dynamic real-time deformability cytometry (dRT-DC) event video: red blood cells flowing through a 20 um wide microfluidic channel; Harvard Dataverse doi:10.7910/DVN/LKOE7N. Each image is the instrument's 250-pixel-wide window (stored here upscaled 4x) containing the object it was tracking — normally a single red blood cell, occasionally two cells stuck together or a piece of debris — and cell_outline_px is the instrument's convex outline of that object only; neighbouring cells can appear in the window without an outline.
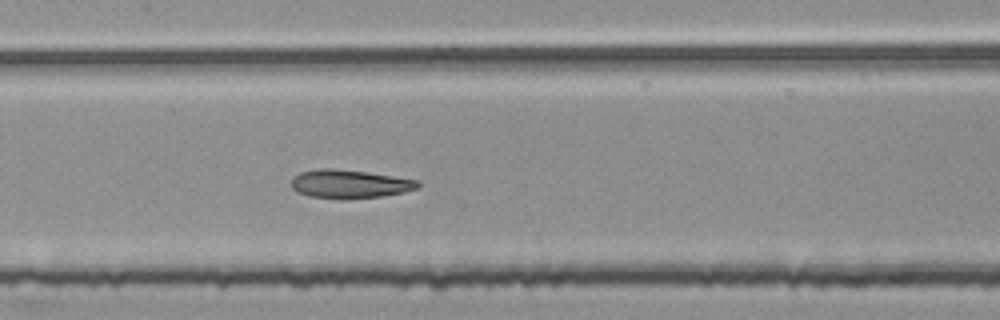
{"species": "common noctule bat (a hibernating species)", "species_latin": "Nyctalus noctula", "temperature_condition": "room temperature", "stored_images_in_passage": 45, "segment_of_instrument_passage": [2, 2], "camera_frame_rate_fps": 3000, "um_per_image_px": 0.085, "animal": {"sex": "female", "body_mass_g": 25.1}, "frame": {"image": 1, "passage_image": 20, "time_ms": 6.333, "image_size_px": [1000, 320], "cell_outline_px": [[420, 188], [404, 192], [380, 196], [308, 196], [296, 192], [292, 188], [292, 180], [300, 172], [320, 168], [332, 168], [364, 172], [420, 180]], "centroid_in_image_um": [29.75, 15.59], "position_along_channel_um": 177.7, "area_um2": 20.06}}
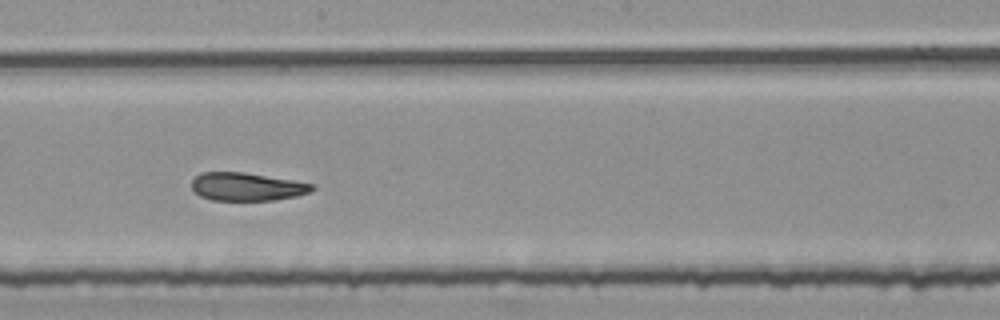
{"frame": {"image": 2, "passage_image": 24, "time_ms": 7.667, "image_size_px": [1000, 320], "cell_outline_px": [[316, 188], [312, 192], [296, 196], [276, 200], [212, 200], [200, 196], [192, 188], [192, 180], [200, 172], [244, 172], [292, 180], [312, 184]], "centroid_in_image_um": [20.99, 15.87], "position_along_channel_um": 227.2, "area_um2": 19.71}}
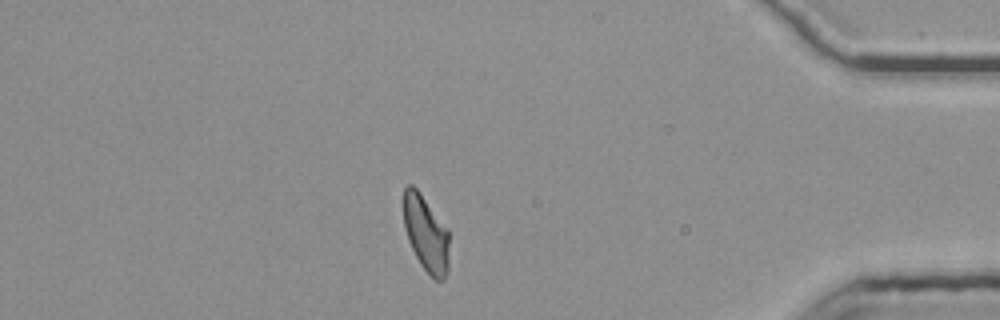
{"frame": {"image": 3, "passage_image": 41, "time_ms": 13.333, "image_size_px": [1000, 320], "cell_outline_px": [[448, 272], [444, 280], [436, 280], [420, 264], [408, 240], [404, 224], [404, 188], [408, 184], [412, 184], [416, 188], [448, 228]], "centroid_in_image_um": [36.22, 19.85], "position_along_channel_um": 399.0, "area_um2": 20.0}}